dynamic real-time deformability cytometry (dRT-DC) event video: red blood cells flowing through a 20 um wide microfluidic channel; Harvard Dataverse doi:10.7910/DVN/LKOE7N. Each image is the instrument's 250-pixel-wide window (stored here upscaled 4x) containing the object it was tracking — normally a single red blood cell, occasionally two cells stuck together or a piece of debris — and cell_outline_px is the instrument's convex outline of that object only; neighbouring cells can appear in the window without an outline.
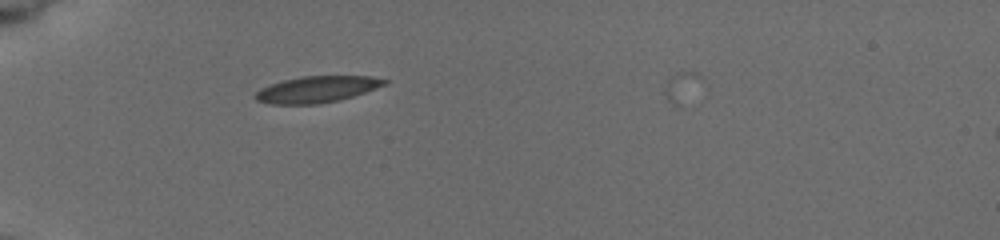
{"species": "common noctule bat (a hibernating species)", "species_latin": "Nyctalus noctula", "temperature_condition": "cold", "stored_images_in_passage": 6, "camera_frame_rate_fps": 3000, "um_per_image_px": 0.085, "animal": {"sex": "female", "body_mass_g": 19.5, "forearm_length_mm": 54.1}, "frame": {"image": 1, "passage_image": 5, "time_ms": 4.0, "image_size_px": [1000, 240], "cell_outline_px": [[388, 84], [340, 100], [320, 104], [272, 104], [256, 100], [252, 96], [260, 88], [284, 80], [300, 76], [372, 76], [388, 80]], "centroid_in_image_um": [26.93, 7.59], "position_along_channel_um": 58.1, "area_um2": 19.88}}